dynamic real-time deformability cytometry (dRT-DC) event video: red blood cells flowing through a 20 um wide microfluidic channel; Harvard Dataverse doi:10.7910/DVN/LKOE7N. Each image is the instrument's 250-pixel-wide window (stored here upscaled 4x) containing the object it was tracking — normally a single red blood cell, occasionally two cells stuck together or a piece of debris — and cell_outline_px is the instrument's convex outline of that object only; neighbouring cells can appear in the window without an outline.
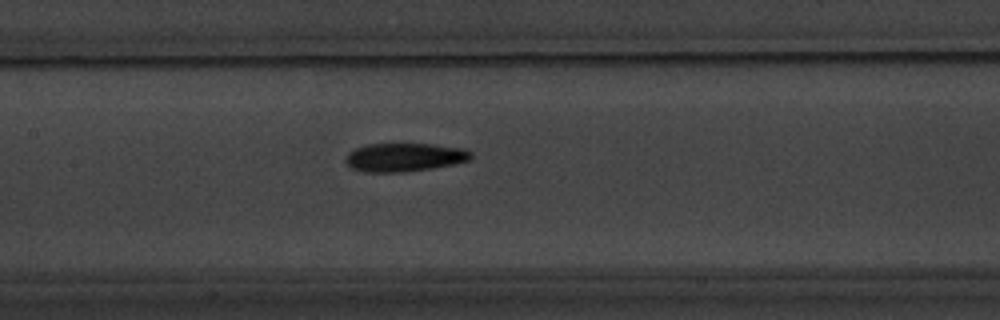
{"species": "common noctule bat (a hibernating species)", "species_latin": "Nyctalus noctula", "temperature_condition": "warm", "stored_images_in_passage": 8, "camera_frame_rate_fps": 3000, "um_per_image_px": 0.085, "animal": {"sex": "male", "body_mass_g": 20.1, "forearm_length_mm": 53.5}, "frame": {"image": 1, "passage_image": 8, "time_ms": 9.333, "image_size_px": [1000, 320], "cell_outline_px": [[472, 156], [468, 160], [456, 164], [432, 168], [404, 172], [364, 172], [352, 168], [344, 160], [344, 156], [348, 152], [356, 148], [368, 144], [432, 144], [464, 148], [472, 152]], "centroid_in_image_um": [34.37, 13.37], "position_along_channel_um": 173.0, "area_um2": 20.92}}